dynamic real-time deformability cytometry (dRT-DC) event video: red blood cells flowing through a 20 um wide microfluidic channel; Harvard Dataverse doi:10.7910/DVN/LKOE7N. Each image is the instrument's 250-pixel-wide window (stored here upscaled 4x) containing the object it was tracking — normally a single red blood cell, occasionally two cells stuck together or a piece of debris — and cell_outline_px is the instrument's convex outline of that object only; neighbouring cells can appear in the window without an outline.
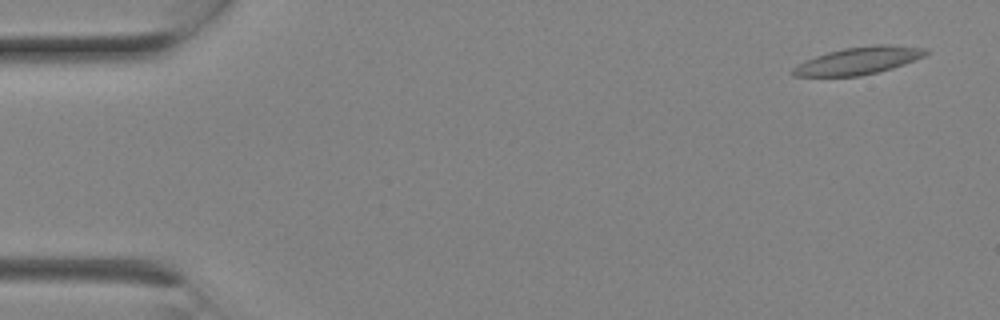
{"species": "Egyptian fruit bat (a non-hibernating species)", "species_latin": "Rousettus aegyptiacus", "temperature_condition": "room temperature", "stored_images_in_passage": 9, "camera_frame_rate_fps": 3000, "um_per_image_px": 0.085, "animal": {"sex": "female"}, "frame": {"image": 1, "passage_image": 1, "time_ms": 0.0, "image_size_px": [1000, 320], "cell_outline_px": [[928, 52], [924, 56], [904, 64], [892, 68], [860, 76], [792, 76], [792, 68], [804, 60], [828, 52], [844, 48], [876, 44], [888, 44], [928, 48]], "centroid_in_image_um": [72.97, 5.15], "position_along_channel_um": 12.0, "area_um2": 21.15}}
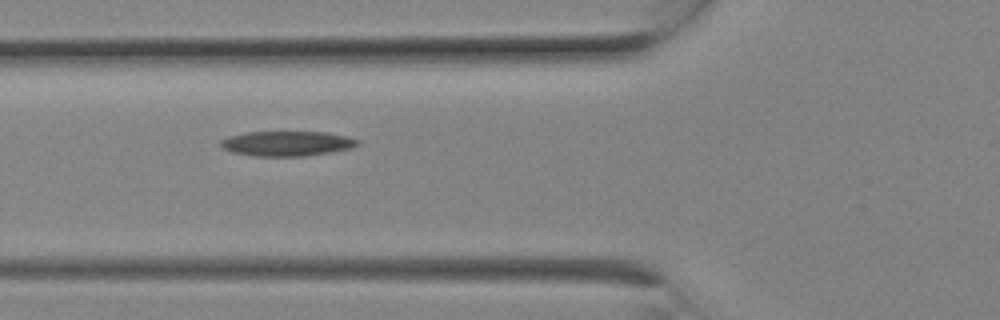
{"frame": {"image": 2, "passage_image": 8, "time_ms": 2.333, "image_size_px": [1000, 320], "cell_outline_px": [[360, 144], [352, 148], [332, 152], [304, 156], [252, 156], [232, 152], [224, 148], [220, 144], [220, 140], [228, 136], [248, 132], [328, 132], [348, 136], [360, 140]], "centroid_in_image_um": [24.43, 12.2], "position_along_channel_um": 101.4, "area_um2": 20.06}}
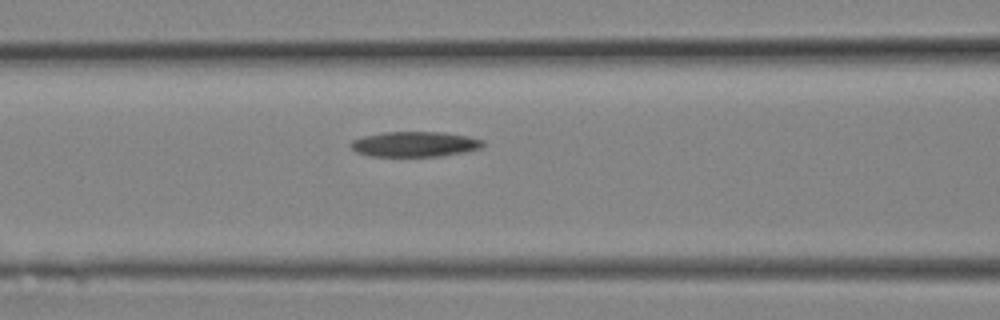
{"frame": {"image": 3, "passage_image": 9, "time_ms": 2.667, "image_size_px": [1000, 320], "cell_outline_px": [[484, 144], [480, 148], [464, 152], [444, 156], [368, 156], [356, 152], [348, 144], [352, 140], [364, 136], [384, 132], [440, 132], [468, 136], [484, 140]], "centroid_in_image_um": [35.24, 12.26], "position_along_channel_um": 131.4, "area_um2": 19.48}}